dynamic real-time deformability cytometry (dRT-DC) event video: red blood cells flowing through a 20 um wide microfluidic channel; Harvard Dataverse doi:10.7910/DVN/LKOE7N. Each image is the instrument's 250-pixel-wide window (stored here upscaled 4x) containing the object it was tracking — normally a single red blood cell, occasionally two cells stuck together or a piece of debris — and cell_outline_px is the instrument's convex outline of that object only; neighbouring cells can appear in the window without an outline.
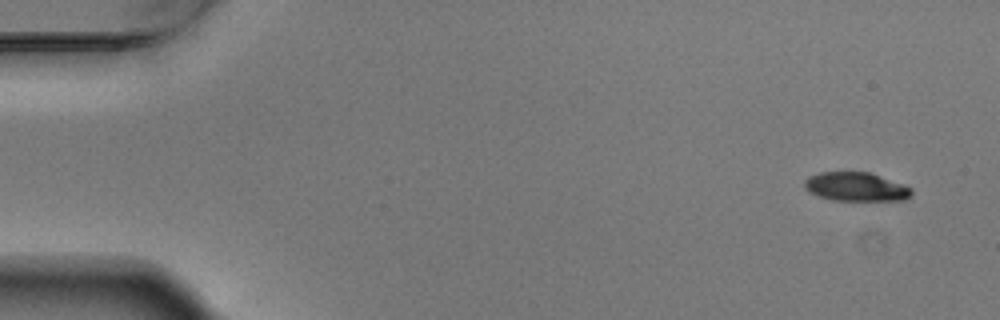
{"species": "Egyptian fruit bat (a non-hibernating species)", "species_latin": "Rousettus aegyptiacus", "temperature_condition": "warm", "stored_images_in_passage": 4, "camera_frame_rate_fps": 3000, "um_per_image_px": 0.085, "animal": {"sex": "male"}, "frame": {"image": 1, "passage_image": 1, "time_ms": 0.0, "image_size_px": [1000, 320], "cell_outline_px": [[912, 192], [904, 200], [832, 200], [808, 192], [804, 188], [804, 180], [808, 176], [820, 172], [868, 172], [904, 184], [912, 188]], "centroid_in_image_um": [72.72, 15.87], "position_along_channel_um": 12.3, "area_um2": 17.92}}